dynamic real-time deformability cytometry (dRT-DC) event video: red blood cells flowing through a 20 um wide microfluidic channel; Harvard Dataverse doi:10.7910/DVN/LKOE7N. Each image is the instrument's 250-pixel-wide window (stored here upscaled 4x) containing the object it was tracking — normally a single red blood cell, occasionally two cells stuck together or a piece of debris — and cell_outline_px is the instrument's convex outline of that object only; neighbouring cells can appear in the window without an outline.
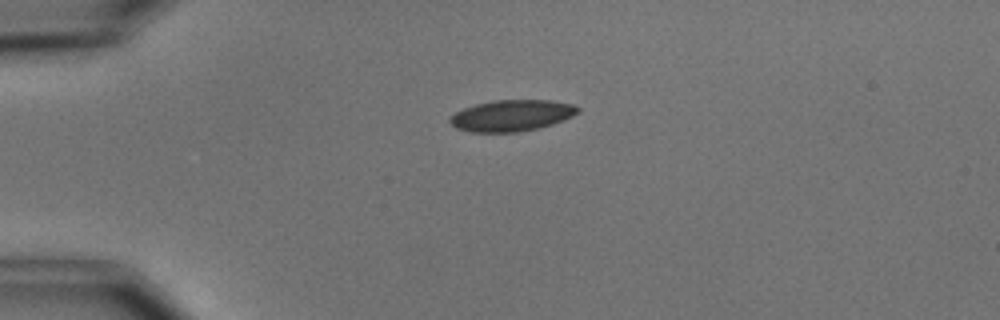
{"species": "common noctule bat (a hibernating species)", "species_latin": "Nyctalus noctula", "temperature_condition": "cold", "stored_images_in_passage": 3, "camera_frame_rate_fps": 3000, "um_per_image_px": 0.085, "animal": {"sex": "male", "body_mass_g": 15.6}, "frame": {"image": 1, "passage_image": 1, "time_ms": 0.0, "image_size_px": [1000, 320], "cell_outline_px": [[580, 112], [564, 120], [552, 124], [536, 128], [516, 132], [472, 132], [456, 128], [448, 120], [456, 112], [464, 108], [476, 104], [492, 100], [552, 100], [572, 104], [580, 108]], "centroid_in_image_um": [43.51, 9.81], "position_along_channel_um": 41.5, "area_um2": 23.24}}